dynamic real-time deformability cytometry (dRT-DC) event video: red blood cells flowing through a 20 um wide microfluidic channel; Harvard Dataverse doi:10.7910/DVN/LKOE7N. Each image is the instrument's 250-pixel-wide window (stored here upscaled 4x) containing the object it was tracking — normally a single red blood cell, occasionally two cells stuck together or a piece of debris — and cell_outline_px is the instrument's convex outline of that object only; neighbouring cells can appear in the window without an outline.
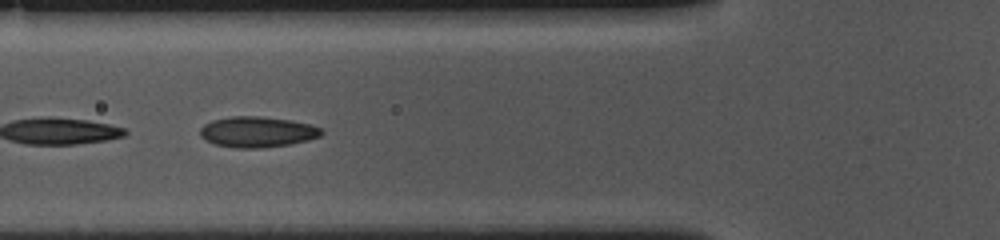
{"species": "common noctule bat (a hibernating species)", "species_latin": "Nyctalus noctula", "temperature_condition": "cold", "stored_images_in_passage": 22, "camera_frame_rate_fps": 3000, "um_per_image_px": 0.085, "animal": {"sex": "female", "body_mass_g": 10.0, "forearm_length_mm": 53.1}, "frame": {"image": 1, "passage_image": 17, "time_ms": 5.333, "image_size_px": [1000, 240], "cell_outline_px": [[324, 132], [320, 136], [308, 140], [288, 144], [260, 148], [236, 148], [216, 144], [200, 136], [200, 128], [204, 124], [212, 120], [232, 116], [260, 116], [292, 120], [312, 124], [324, 128]], "centroid_in_image_um": [21.92, 11.2], "position_along_channel_um": 103.9, "area_um2": 21.79}}